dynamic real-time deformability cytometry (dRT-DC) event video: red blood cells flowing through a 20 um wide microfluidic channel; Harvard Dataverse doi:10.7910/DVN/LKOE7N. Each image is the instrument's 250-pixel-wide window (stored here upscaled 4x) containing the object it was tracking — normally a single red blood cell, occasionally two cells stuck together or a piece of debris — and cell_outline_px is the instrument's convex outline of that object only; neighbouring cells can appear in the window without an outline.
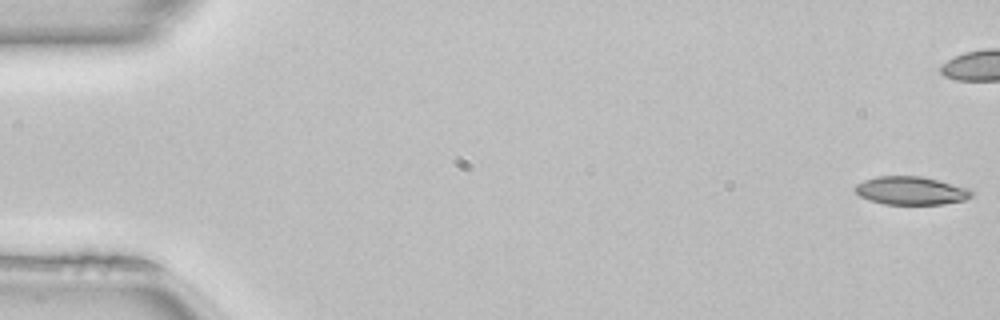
{"species": "common noctule bat (a hibernating species)", "species_latin": "Nyctalus noctula", "temperature_condition": "room temperature", "stored_images_in_passage": 51, "camera_frame_rate_fps": 3000, "um_per_image_px": 0.085, "animal": {"sex": "female", "body_mass_g": 22.7, "forearm_length_mm": 54.2}, "frame": {"image": 1, "passage_image": 1, "time_ms": 0.0, "image_size_px": [1000, 320], "cell_outline_px": [[972, 196], [964, 200], [944, 204], [884, 204], [868, 200], [860, 196], [856, 192], [856, 184], [864, 180], [876, 176], [920, 176], [968, 188], [972, 192]], "centroid_in_image_um": [77.41, 16.21], "position_along_channel_um": 7.6, "area_um2": 18.96}}